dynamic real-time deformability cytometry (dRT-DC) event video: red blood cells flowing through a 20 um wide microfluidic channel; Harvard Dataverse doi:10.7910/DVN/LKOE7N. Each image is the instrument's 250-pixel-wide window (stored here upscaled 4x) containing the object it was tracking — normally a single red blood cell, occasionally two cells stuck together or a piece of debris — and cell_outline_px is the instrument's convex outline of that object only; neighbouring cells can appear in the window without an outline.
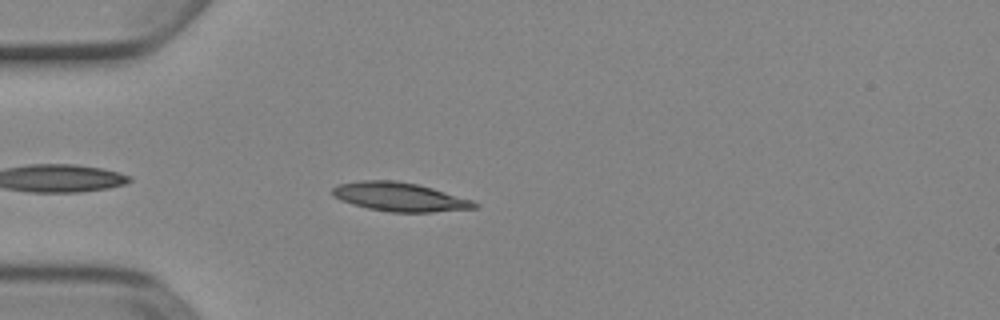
{"species": "Egyptian fruit bat (a non-hibernating species)", "species_latin": "Rousettus aegyptiacus", "temperature_condition": "cold", "stored_images_in_passage": 12, "camera_frame_rate_fps": 3000, "um_per_image_px": 0.085, "animal": {"sex": "female"}, "frame": {"image": 1, "passage_image": 4, "time_ms": 1.0, "image_size_px": [1000, 320], "cell_outline_px": [[480, 204], [476, 208], [432, 212], [392, 212], [368, 208], [352, 204], [340, 200], [332, 196], [332, 188], [336, 184], [360, 180], [396, 180], [420, 184], [472, 200]], "centroid_in_image_um": [33.95, 16.72], "position_along_channel_um": 51.1, "area_um2": 24.04}}
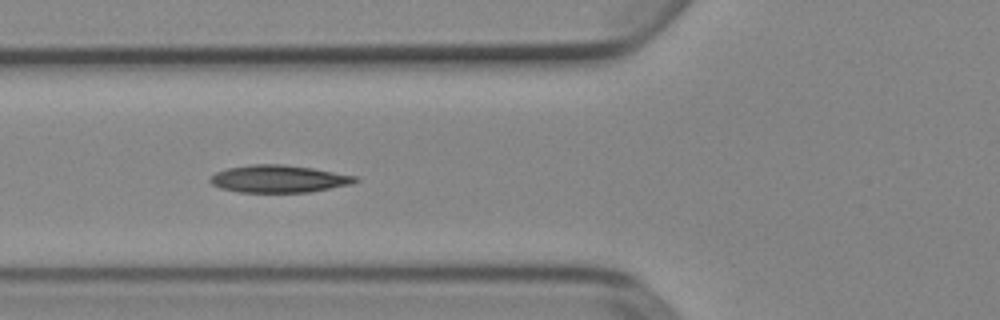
{"frame": {"image": 2, "passage_image": 9, "time_ms": 2.667, "image_size_px": [1000, 320], "cell_outline_px": [[360, 180], [352, 184], [308, 192], [240, 192], [220, 188], [212, 184], [208, 180], [216, 172], [228, 168], [248, 164], [280, 164], [312, 168], [356, 176]], "centroid_in_image_um": [23.68, 15.2], "position_along_channel_um": 102.1, "area_um2": 23.06}}